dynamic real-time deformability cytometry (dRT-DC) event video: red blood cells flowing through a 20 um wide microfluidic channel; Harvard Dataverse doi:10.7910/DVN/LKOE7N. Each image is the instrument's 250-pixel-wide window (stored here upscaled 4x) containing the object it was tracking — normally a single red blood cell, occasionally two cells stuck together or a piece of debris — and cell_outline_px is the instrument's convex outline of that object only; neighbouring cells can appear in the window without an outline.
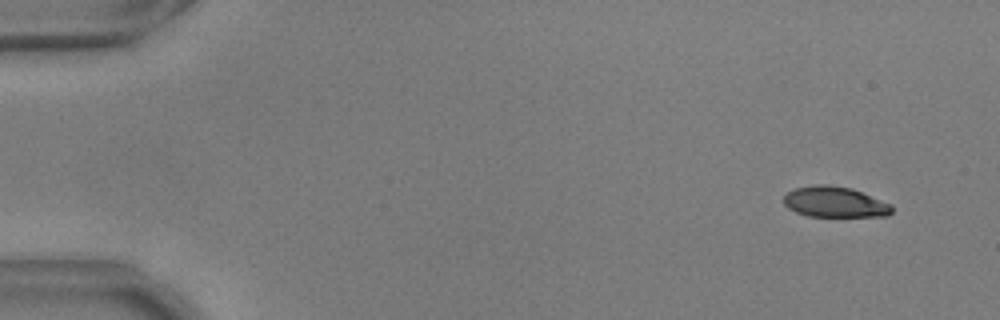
{"species": "common noctule bat (a hibernating species)", "species_latin": "Nyctalus noctula", "temperature_condition": "warm", "stored_images_in_passage": 57, "camera_frame_rate_fps": 3000, "um_per_image_px": 0.085, "animal": {"sex": "male", "body_mass_g": 17.9, "forearm_length_mm": 54.2}, "frame": {"image": 1, "passage_image": 5, "time_ms": 1.333, "image_size_px": [1000, 320], "cell_outline_px": [[892, 212], [888, 216], [808, 216], [796, 212], [788, 208], [780, 200], [788, 192], [796, 188], [816, 184], [828, 184], [852, 188], [892, 204]], "centroid_in_image_um": [70.94, 17.16], "position_along_channel_um": 14.1, "area_um2": 19.48}}
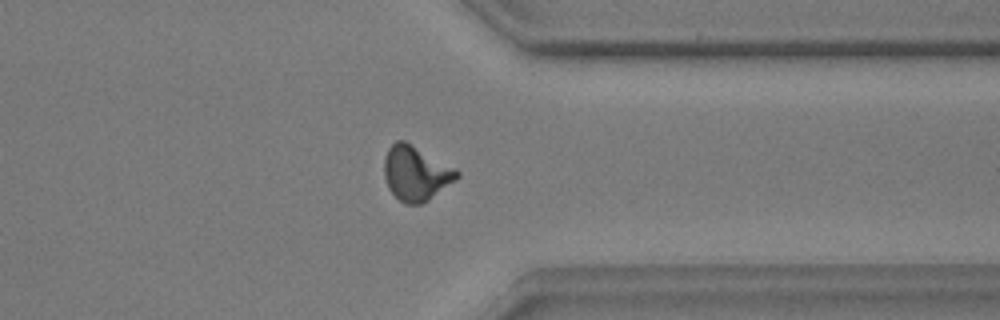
{"frame": {"image": 2, "passage_image": 45, "time_ms": 14.667, "image_size_px": [1000, 320], "cell_outline_px": [[460, 176], [456, 180], [428, 200], [420, 204], [404, 204], [388, 188], [384, 176], [384, 156], [388, 148], [396, 140], [404, 140], [456, 168], [460, 172]], "centroid_in_image_um": [35.35, 14.72], "position_along_channel_um": 376.1, "area_um2": 23.18}}
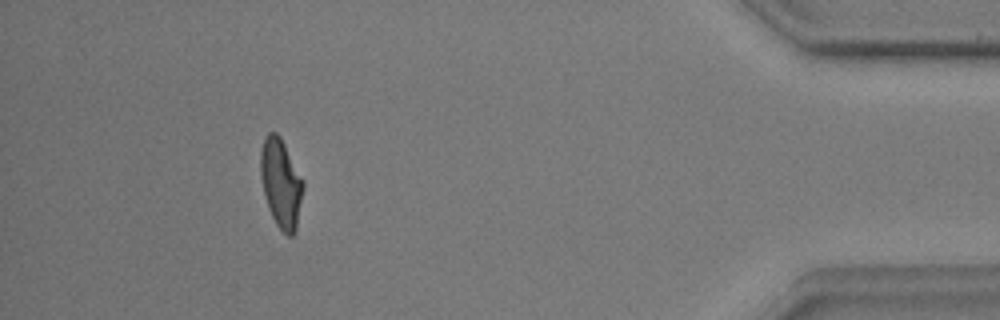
{"frame": {"image": 3, "passage_image": 52, "time_ms": 17.0, "image_size_px": [1000, 320], "cell_outline_px": [[304, 188], [296, 228], [292, 236], [288, 236], [276, 224], [268, 208], [264, 196], [260, 176], [260, 148], [264, 136], [268, 132], [276, 132], [280, 136], [304, 180]], "centroid_in_image_um": [23.87, 15.53], "position_along_channel_um": 411.3, "area_um2": 22.31}, "authors_computed_cell_mechanics": {"area_um2": 21.675, "velocity_mm_per_s": 3.6555, "shape_relaxation_time_tau1_ms": 6.5815, "shape_relaxation_time_tau2_ms": 1.8994, "deformation_change_tau1": 0.2095, "deformation_change_tau2": 0.0855}}